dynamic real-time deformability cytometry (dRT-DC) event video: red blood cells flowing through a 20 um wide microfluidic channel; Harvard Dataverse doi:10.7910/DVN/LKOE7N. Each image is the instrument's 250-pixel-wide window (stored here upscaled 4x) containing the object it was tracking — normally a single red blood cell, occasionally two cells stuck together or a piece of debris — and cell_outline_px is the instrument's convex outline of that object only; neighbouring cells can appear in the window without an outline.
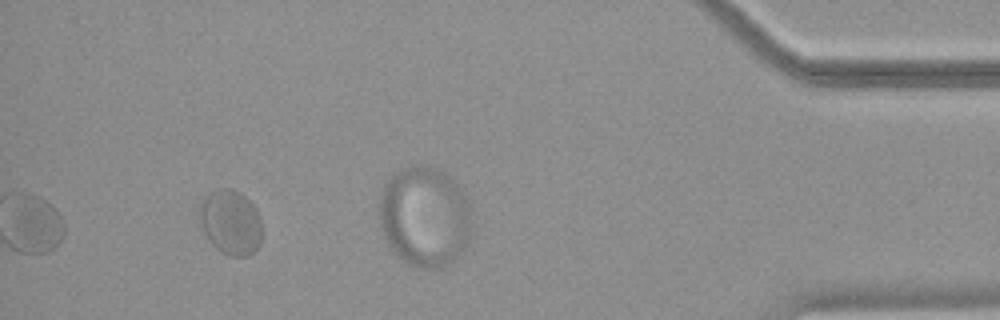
{"species": "common noctule bat (a hibernating species)", "species_latin": "Nyctalus noctula", "temperature_condition": "warm", "stored_images_in_passage": 34, "segment_of_instrument_passage": [2, 2], "camera_frame_rate_fps": 3000, "um_per_image_px": 0.085, "animal": {"sex": "female", "body_mass_g": 18.4}, "frame": {"image": 1, "passage_image": 34, "time_ms": 11.0, "image_size_px": [1000, 320], "cell_outline_px": [[260, 244], [248, 256], [232, 256], [220, 252], [208, 240], [200, 224], [200, 200], [212, 192], [220, 188], [232, 188], [240, 192], [256, 208], [260, 216]], "centroid_in_image_um": [19.59, 18.89], "position_along_channel_um": 415.6, "area_um2": 23.52}}